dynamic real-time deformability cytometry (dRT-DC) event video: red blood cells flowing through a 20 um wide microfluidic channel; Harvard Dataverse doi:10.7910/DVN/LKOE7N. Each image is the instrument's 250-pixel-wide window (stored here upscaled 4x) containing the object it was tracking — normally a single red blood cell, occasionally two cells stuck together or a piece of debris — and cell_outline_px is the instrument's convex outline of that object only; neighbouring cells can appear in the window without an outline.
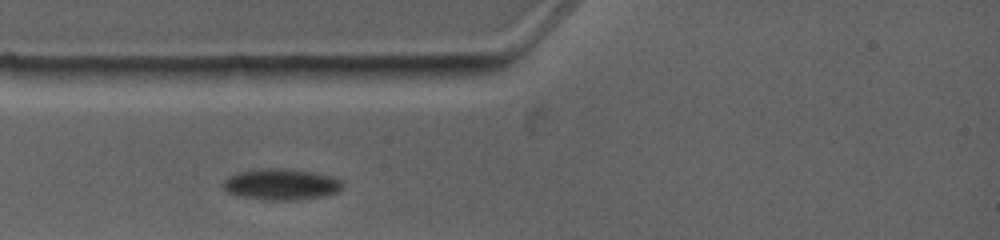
{"species": "common noctule bat (a hibernating species)", "species_latin": "Nyctalus noctula", "temperature_condition": "warm", "stored_images_in_passage": 3, "camera_frame_rate_fps": 4500, "um_per_image_px": 0.085, "animal": {"sex": "female", "body_mass_g": 19.0, "forearm_length_mm": 53.3}, "frame": {"image": 1, "passage_image": 2, "time_ms": 0.889, "image_size_px": [1000, 240], "cell_outline_px": [[344, 188], [340, 192], [324, 196], [296, 200], [272, 200], [244, 196], [228, 192], [224, 188], [224, 180], [228, 176], [240, 172], [260, 168], [292, 168], [332, 176], [340, 180], [344, 184]], "centroid_in_image_um": [23.98, 15.65], "position_along_channel_um": 61.0, "area_um2": 21.73}}
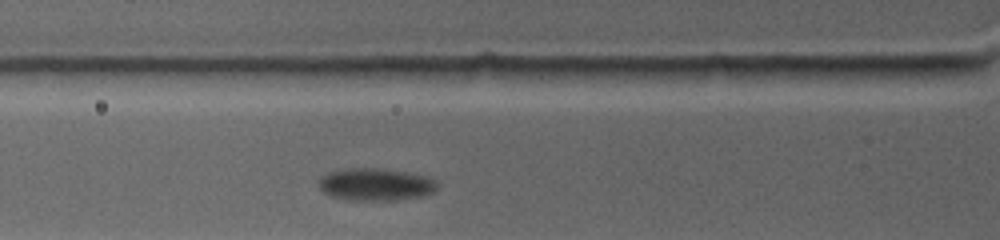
{"frame": {"image": 2, "passage_image": 3, "time_ms": 1.778, "image_size_px": [1000, 240], "cell_outline_px": [[436, 188], [432, 192], [420, 196], [392, 200], [348, 200], [328, 196], [320, 188], [320, 176], [328, 172], [348, 168], [384, 168], [428, 176], [436, 180]], "centroid_in_image_um": [31.89, 15.66], "position_along_channel_um": 93.9, "area_um2": 22.37}}